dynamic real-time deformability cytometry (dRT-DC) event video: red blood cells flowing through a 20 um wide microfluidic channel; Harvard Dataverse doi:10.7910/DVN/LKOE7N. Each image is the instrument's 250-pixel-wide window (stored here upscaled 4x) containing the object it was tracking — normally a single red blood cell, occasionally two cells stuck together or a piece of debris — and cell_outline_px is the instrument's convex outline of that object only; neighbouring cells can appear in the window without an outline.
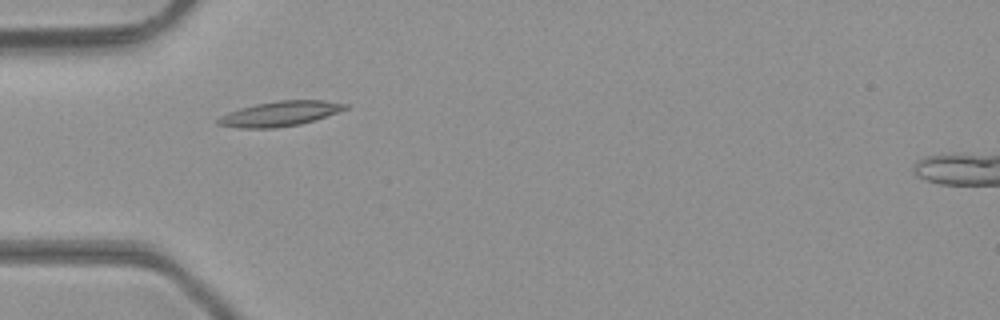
{"species": "common noctule bat (a hibernating species)", "species_latin": "Nyctalus noctula", "temperature_condition": "room temperature", "stored_images_in_passage": 29, "camera_frame_rate_fps": 3000, "um_per_image_px": 0.085, "animal": {"sex": "male", "body_mass_g": 23.1, "forearm_length_mm": 52.7}, "frame": {"image": 1, "passage_image": 1, "time_ms": 0.0, "image_size_px": [1000, 320], "cell_outline_px": [[348, 108], [300, 124], [276, 128], [236, 128], [216, 124], [216, 120], [220, 116], [228, 112], [240, 108], [256, 104], [276, 100], [324, 100], [348, 104]], "centroid_in_image_um": [23.73, 9.66], "position_along_channel_um": 61.3, "area_um2": 18.38}}
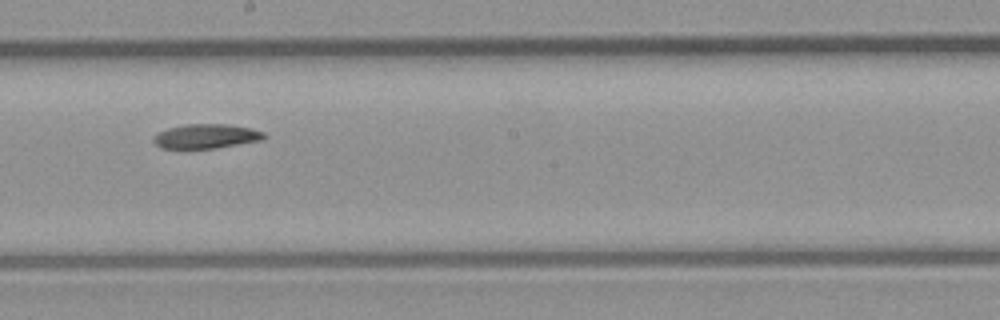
{"frame": {"image": 2, "passage_image": 13, "time_ms": 4.0, "image_size_px": [1000, 320], "cell_outline_px": [[268, 136], [264, 140], [216, 148], [164, 148], [156, 144], [152, 140], [156, 132], [168, 128], [184, 124], [228, 124], [252, 128], [264, 132]], "centroid_in_image_um": [17.57, 11.57], "position_along_channel_um": 230.6, "area_um2": 15.9}}
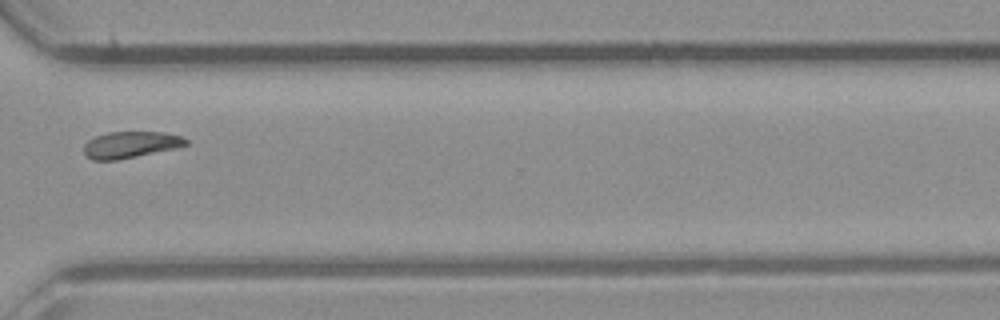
{"frame": {"image": 3, "passage_image": 22, "time_ms": 7.0, "image_size_px": [1000, 320], "cell_outline_px": [[188, 144], [176, 148], [116, 160], [92, 160], [84, 152], [84, 144], [88, 140], [96, 136], [108, 132], [164, 132], [180, 136], [188, 140]], "centroid_in_image_um": [11.09, 12.29], "position_along_channel_um": 359.5, "area_um2": 15.61}, "authors_computed_cell_mechanics": {"area_um2": 16.184, "velocity_mm_per_s": 4.2956, "shape_relaxation_time_tau1_ms": 8.5784, "shape_relaxation_time_tau2_ms": null, "deformation_change_tau1": 0.2087, "deformation_change_tau2": null}}